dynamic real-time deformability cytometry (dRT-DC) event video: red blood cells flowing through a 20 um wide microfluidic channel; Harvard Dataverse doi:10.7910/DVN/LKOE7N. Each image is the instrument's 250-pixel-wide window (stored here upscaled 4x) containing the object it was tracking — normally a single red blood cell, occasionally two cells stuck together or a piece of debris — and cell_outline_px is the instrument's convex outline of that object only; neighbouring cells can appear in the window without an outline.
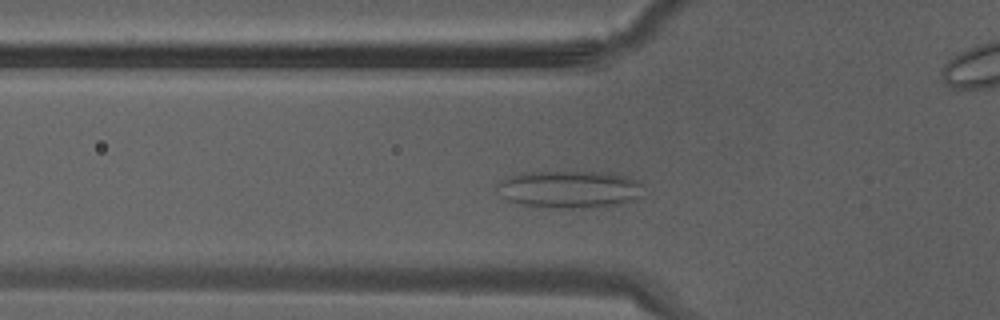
{"species": "Egyptian fruit bat (a non-hibernating species)", "species_latin": "Rousettus aegyptiacus", "temperature_condition": "warm", "stored_images_in_passage": 29, "camera_frame_rate_fps": 3000, "um_per_image_px": 0.085, "animal": {"sex": "male"}, "frame": {"image": 1, "passage_image": 5, "time_ms": 1.333, "image_size_px": [1000, 320], "cell_outline_px": [[644, 184], [640, 196], [620, 204], [572, 208], [560, 208], [520, 204], [508, 200], [500, 196], [496, 188], [496, 184], [512, 176], [524, 172], [608, 172], [624, 176], [636, 180]], "centroid_in_image_um": [48.39, 16.08], "position_along_channel_um": 77.4, "area_um2": 31.56}}
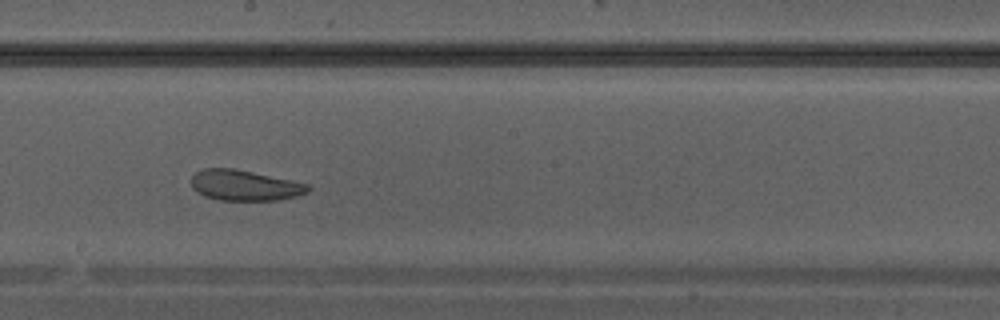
{"frame": {"image": 2, "passage_image": 13, "time_ms": 4.0, "image_size_px": [1000, 320], "cell_outline_px": [[312, 188], [308, 192], [296, 196], [280, 200], [220, 200], [204, 196], [196, 192], [192, 188], [192, 176], [196, 172], [204, 168], [232, 168], [252, 172], [308, 184]], "centroid_in_image_um": [20.78, 15.76], "position_along_channel_um": 227.4, "area_um2": 20.69}}